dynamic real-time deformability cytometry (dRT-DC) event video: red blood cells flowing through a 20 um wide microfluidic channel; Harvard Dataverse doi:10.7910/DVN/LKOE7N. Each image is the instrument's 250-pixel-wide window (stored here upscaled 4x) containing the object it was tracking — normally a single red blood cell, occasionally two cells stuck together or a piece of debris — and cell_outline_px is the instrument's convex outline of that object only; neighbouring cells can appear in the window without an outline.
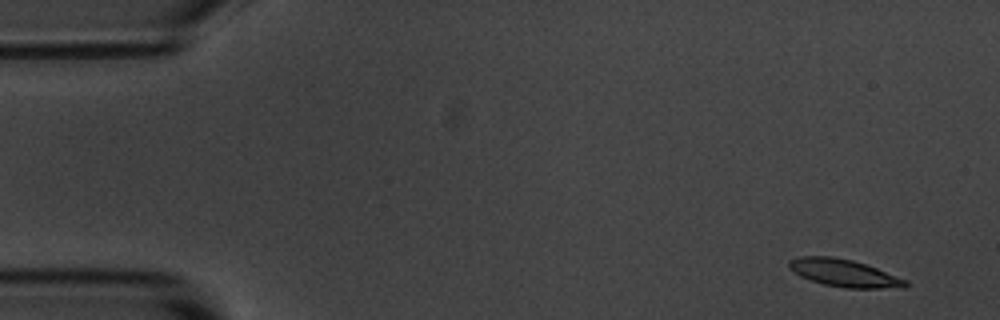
{"species": "common noctule bat (a hibernating species)", "species_latin": "Nyctalus noctula", "temperature_condition": "room temperature", "stored_images_in_passage": 5, "camera_frame_rate_fps": 3000, "um_per_image_px": 0.085, "animal": {"sex": "male", "body_mass_g": 20.1, "forearm_length_mm": 53.5}, "frame": {"image": 1, "passage_image": 1, "time_ms": 0.0, "image_size_px": [1000, 320], "cell_outline_px": [[908, 284], [904, 288], [844, 288], [824, 284], [800, 276], [788, 268], [788, 260], [800, 256], [832, 256], [852, 260], [876, 268], [908, 280]], "centroid_in_image_um": [71.74, 23.2], "position_along_channel_um": 13.3, "area_um2": 18.61}}